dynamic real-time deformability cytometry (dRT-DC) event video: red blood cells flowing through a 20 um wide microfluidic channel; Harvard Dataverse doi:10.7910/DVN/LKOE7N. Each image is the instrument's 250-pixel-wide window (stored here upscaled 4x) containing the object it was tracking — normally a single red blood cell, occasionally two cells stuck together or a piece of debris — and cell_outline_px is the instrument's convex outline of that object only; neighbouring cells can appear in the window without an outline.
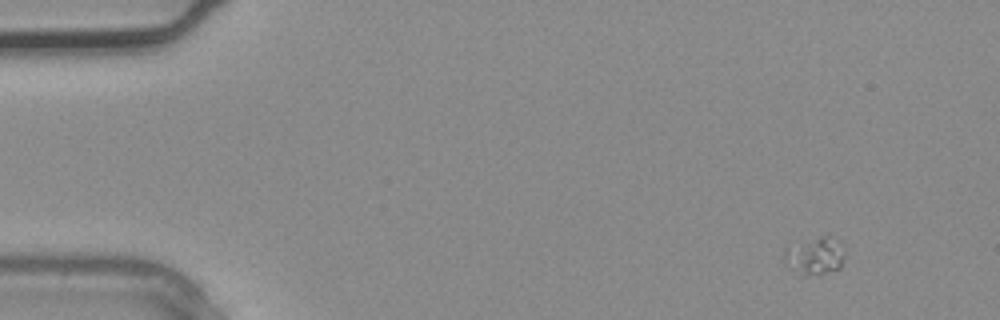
{"species": "common noctule bat (a hibernating species)", "species_latin": "Nyctalus noctula", "temperature_condition": "warm", "stored_images_in_passage": 3, "camera_frame_rate_fps": 3000, "um_per_image_px": 0.085, "animal": {"sex": "male", "body_mass_g": 20.4}, "frame": {"image": 1, "passage_image": 1, "time_ms": 0.0, "image_size_px": [1000, 320], "cell_outline_px": [[844, 256], [840, 268], [820, 276], [804, 276], [784, 264], [784, 248], [820, 236], [828, 236], [844, 248]], "centroid_in_image_um": [69.25, 21.81], "position_along_channel_um": 15.8, "area_um2": 13.24}}